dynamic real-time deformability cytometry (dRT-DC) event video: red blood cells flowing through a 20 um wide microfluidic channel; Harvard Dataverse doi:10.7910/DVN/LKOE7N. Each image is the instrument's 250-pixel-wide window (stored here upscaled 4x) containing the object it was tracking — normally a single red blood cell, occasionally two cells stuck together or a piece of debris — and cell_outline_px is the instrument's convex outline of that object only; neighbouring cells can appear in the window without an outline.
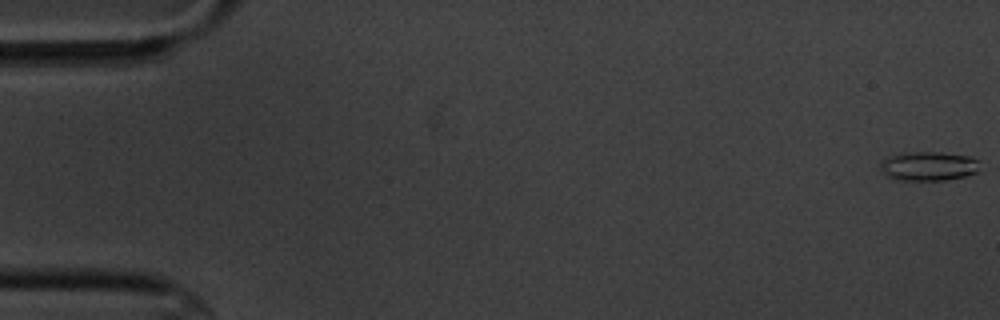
{"species": "common noctule bat (a hibernating species)", "species_latin": "Nyctalus noctula", "temperature_condition": "cold", "stored_images_in_passage": 5, "camera_frame_rate_fps": 3000, "um_per_image_px": 0.085, "animal": {"sex": "male", "body_mass_g": 20.1, "forearm_length_mm": 53.5}, "frame": {"image": 1, "passage_image": 1, "time_ms": 0.0, "image_size_px": [1000, 320], "cell_outline_px": [[980, 172], [968, 176], [944, 180], [892, 180], [880, 168], [880, 160], [888, 156], [900, 152], [944, 152], [968, 156], [976, 160]], "centroid_in_image_um": [78.89, 14.12], "position_along_channel_um": 6.1, "area_um2": 17.22}}
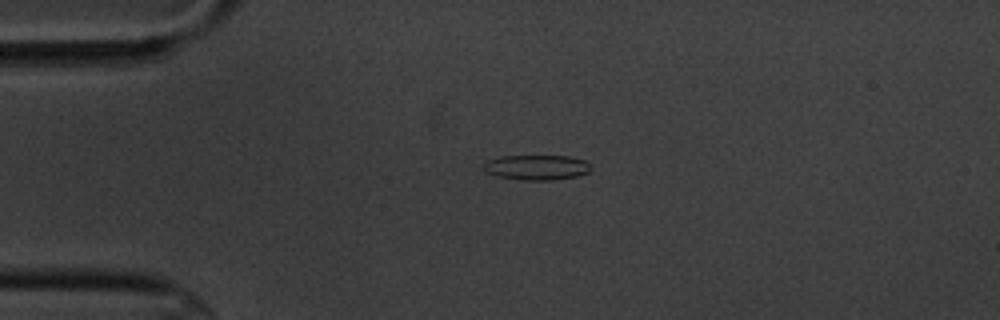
{"frame": {"image": 2, "passage_image": 4, "time_ms": 4.333, "image_size_px": [1000, 320], "cell_outline_px": [[592, 168], [588, 172], [576, 176], [552, 180], [520, 180], [496, 176], [484, 172], [480, 164], [484, 160], [500, 156], [568, 156], [584, 160]], "centroid_in_image_um": [45.5, 14.22], "position_along_channel_um": 39.5, "area_um2": 15.95}}